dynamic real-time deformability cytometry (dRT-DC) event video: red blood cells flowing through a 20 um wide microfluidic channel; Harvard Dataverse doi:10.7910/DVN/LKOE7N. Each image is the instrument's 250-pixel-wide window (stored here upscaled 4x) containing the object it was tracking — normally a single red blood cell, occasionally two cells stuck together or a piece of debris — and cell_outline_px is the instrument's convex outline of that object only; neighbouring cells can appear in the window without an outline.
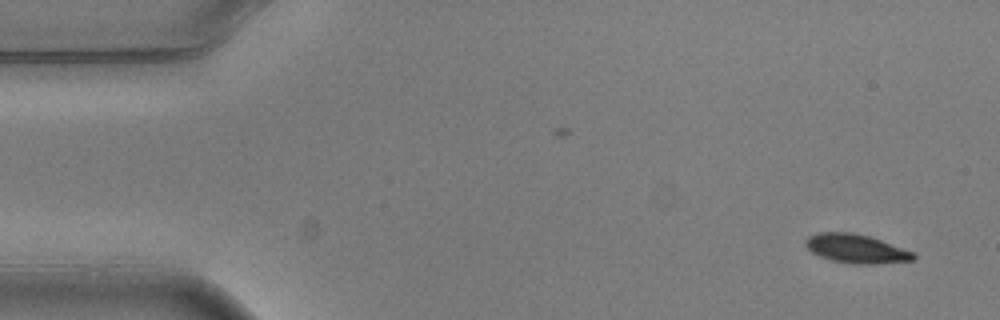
{"species": "common noctule bat (a hibernating species)", "species_latin": "Nyctalus noctula", "temperature_condition": "warm", "stored_images_in_passage": 3, "camera_frame_rate_fps": 3000, "um_per_image_px": 0.085, "animal": {"sex": "male", "body_mass_g": 20.5, "forearm_length_mm": 52.5}, "frame": {"image": 1, "passage_image": 3, "time_ms": 0.667, "image_size_px": [1000, 320], "cell_outline_px": [[916, 260], [872, 264], [856, 264], [832, 260], [820, 256], [812, 252], [804, 244], [804, 240], [808, 236], [816, 232], [852, 232], [868, 236], [916, 252]], "centroid_in_image_um": [72.78, 21.13], "position_along_channel_um": 12.2, "area_um2": 18.21}}